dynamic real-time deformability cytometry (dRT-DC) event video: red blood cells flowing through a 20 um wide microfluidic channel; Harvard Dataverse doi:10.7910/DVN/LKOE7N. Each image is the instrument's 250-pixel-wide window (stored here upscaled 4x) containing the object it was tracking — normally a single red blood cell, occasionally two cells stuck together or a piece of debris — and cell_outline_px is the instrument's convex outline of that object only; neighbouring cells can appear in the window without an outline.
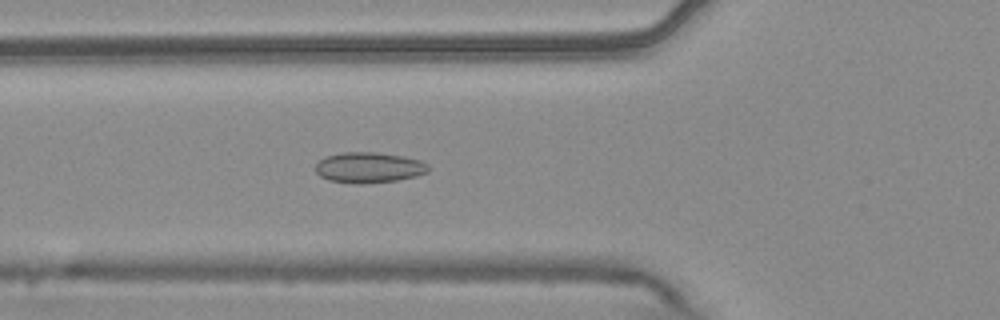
{"species": "common noctule bat (a hibernating species)", "species_latin": "Nyctalus noctula", "temperature_condition": "warm", "stored_images_in_passage": 38, "camera_frame_rate_fps": 3000, "um_per_image_px": 0.085, "animal": {"sex": "male", "body_mass_g": 20.4}, "frame": {"image": 1, "passage_image": 4, "time_ms": 1.0, "image_size_px": [1000, 320], "cell_outline_px": [[428, 172], [416, 176], [396, 180], [364, 184], [356, 184], [328, 180], [320, 176], [316, 172], [316, 164], [324, 156], [344, 152], [376, 152], [404, 156], [420, 160], [428, 164]], "centroid_in_image_um": [31.35, 14.24], "position_along_channel_um": 94.5, "area_um2": 20.23}}
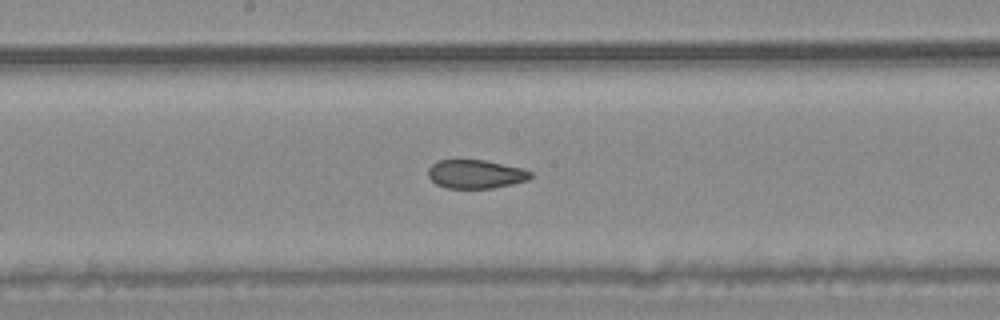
{"frame": {"image": 2, "passage_image": 13, "time_ms": 4.0, "image_size_px": [1000, 320], "cell_outline_px": [[532, 176], [528, 180], [512, 184], [492, 188], [448, 188], [436, 184], [428, 176], [428, 168], [436, 160], [484, 160], [520, 168], [532, 172]], "centroid_in_image_um": [40.41, 14.8], "position_along_channel_um": 207.8, "area_um2": 16.99}}
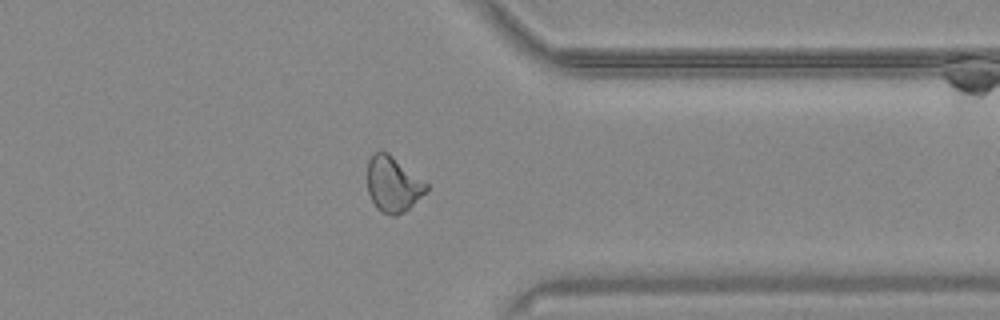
{"frame": {"image": 3, "passage_image": 27, "time_ms": 8.667, "image_size_px": [1000, 320], "cell_outline_px": [[428, 188], [404, 212], [396, 216], [392, 216], [380, 212], [376, 208], [368, 192], [368, 160], [376, 152], [388, 152], [428, 184]], "centroid_in_image_um": [33.38, 15.67], "position_along_channel_um": 378.0, "area_um2": 18.73}, "authors_computed_cell_mechanics": {"area_um2": 18.4093, "velocity_mm_per_s": 3.759, "shape_relaxation_time_tau1_ms": null, "shape_relaxation_time_tau2_ms": 1.6687, "deformation_change_tau1": null, "deformation_change_tau2": 0.0606}}